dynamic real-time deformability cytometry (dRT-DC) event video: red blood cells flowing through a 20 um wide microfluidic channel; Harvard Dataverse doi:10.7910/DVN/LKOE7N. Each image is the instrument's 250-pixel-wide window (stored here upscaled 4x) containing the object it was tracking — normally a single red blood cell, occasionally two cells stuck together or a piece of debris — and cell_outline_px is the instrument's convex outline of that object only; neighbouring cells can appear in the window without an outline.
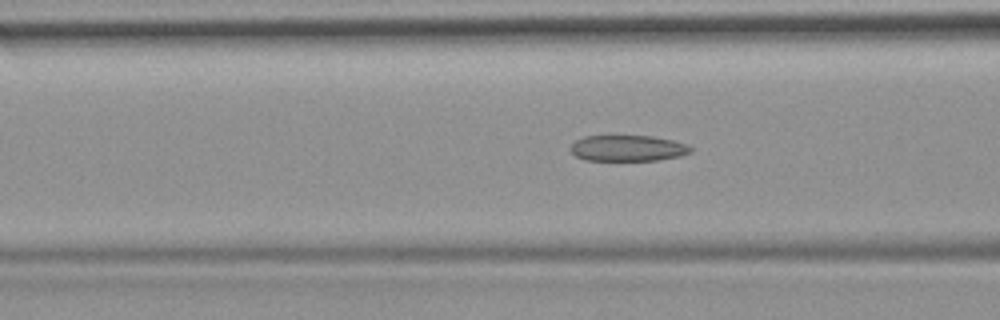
{"species": "common noctule bat (a hibernating species)", "species_latin": "Nyctalus noctula", "temperature_condition": "room temperature", "stored_images_in_passage": 50, "camera_frame_rate_fps": 3000, "um_per_image_px": 0.085, "animal": {"sex": "female", "body_mass_g": 19.9}, "frame": {"image": 1, "passage_image": 16, "time_ms": 5.0, "image_size_px": [1000, 320], "cell_outline_px": [[692, 152], [680, 156], [656, 160], [584, 160], [576, 156], [568, 148], [576, 140], [584, 136], [652, 136], [672, 140], [688, 144], [692, 148]], "centroid_in_image_um": [53.36, 12.59], "position_along_channel_um": 113.2, "area_um2": 18.21}}
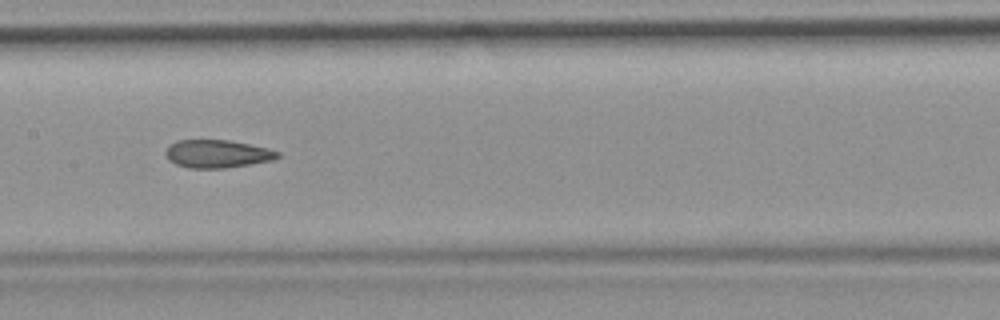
{"frame": {"image": 2, "passage_image": 22, "time_ms": 7.0, "image_size_px": [1000, 320], "cell_outline_px": [[280, 156], [272, 160], [224, 168], [188, 168], [176, 164], [168, 160], [164, 152], [168, 144], [176, 140], [228, 140], [268, 148], [280, 152]], "centroid_in_image_um": [18.41, 13.07], "position_along_channel_um": 189.0, "area_um2": 18.26}}
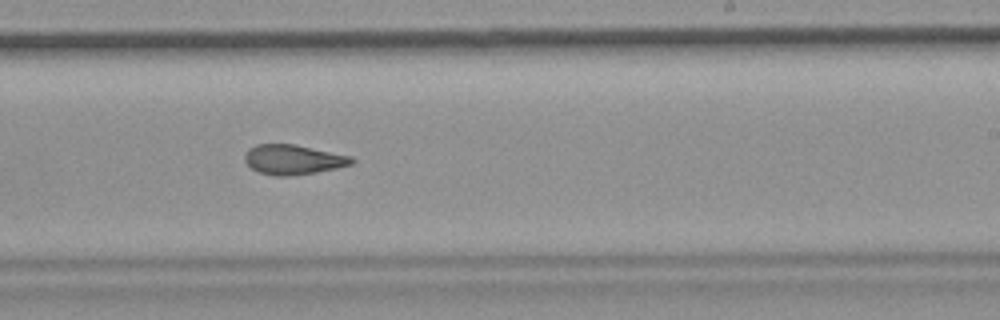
{"frame": {"image": 3, "passage_image": 28, "time_ms": 9.0, "image_size_px": [1000, 320], "cell_outline_px": [[356, 160], [352, 164], [336, 168], [316, 172], [288, 176], [276, 176], [260, 172], [252, 168], [244, 160], [244, 156], [248, 148], [256, 144], [292, 144], [352, 156]], "centroid_in_image_um": [24.92, 13.56], "position_along_channel_um": 264.1, "area_um2": 18.44}}